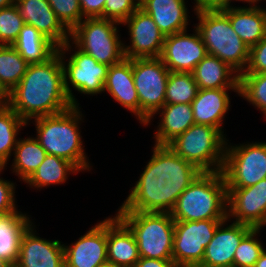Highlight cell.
<instances>
[{
	"label": "cell",
	"mask_w": 266,
	"mask_h": 267,
	"mask_svg": "<svg viewBox=\"0 0 266 267\" xmlns=\"http://www.w3.org/2000/svg\"><path fill=\"white\" fill-rule=\"evenodd\" d=\"M130 194L117 211L170 213L181 193L202 173L168 145H156Z\"/></svg>",
	"instance_id": "1"
},
{
	"label": "cell",
	"mask_w": 266,
	"mask_h": 267,
	"mask_svg": "<svg viewBox=\"0 0 266 267\" xmlns=\"http://www.w3.org/2000/svg\"><path fill=\"white\" fill-rule=\"evenodd\" d=\"M8 106L27 124L73 106L64 88V70L58 52L44 63L28 65L20 82L9 93Z\"/></svg>",
	"instance_id": "2"
},
{
	"label": "cell",
	"mask_w": 266,
	"mask_h": 267,
	"mask_svg": "<svg viewBox=\"0 0 266 267\" xmlns=\"http://www.w3.org/2000/svg\"><path fill=\"white\" fill-rule=\"evenodd\" d=\"M79 106L64 112L35 118L36 139L49 155L71 162L79 171L91 170L84 146L80 121H83Z\"/></svg>",
	"instance_id": "3"
},
{
	"label": "cell",
	"mask_w": 266,
	"mask_h": 267,
	"mask_svg": "<svg viewBox=\"0 0 266 267\" xmlns=\"http://www.w3.org/2000/svg\"><path fill=\"white\" fill-rule=\"evenodd\" d=\"M170 214L174 221L227 218V187L222 171L202 172L181 193Z\"/></svg>",
	"instance_id": "4"
},
{
	"label": "cell",
	"mask_w": 266,
	"mask_h": 267,
	"mask_svg": "<svg viewBox=\"0 0 266 267\" xmlns=\"http://www.w3.org/2000/svg\"><path fill=\"white\" fill-rule=\"evenodd\" d=\"M207 54L218 57L239 74L245 71L250 48L233 30L229 17L220 8L194 9Z\"/></svg>",
	"instance_id": "5"
},
{
	"label": "cell",
	"mask_w": 266,
	"mask_h": 267,
	"mask_svg": "<svg viewBox=\"0 0 266 267\" xmlns=\"http://www.w3.org/2000/svg\"><path fill=\"white\" fill-rule=\"evenodd\" d=\"M135 236L140 257L173 260L175 221L170 213L118 211Z\"/></svg>",
	"instance_id": "6"
},
{
	"label": "cell",
	"mask_w": 266,
	"mask_h": 267,
	"mask_svg": "<svg viewBox=\"0 0 266 267\" xmlns=\"http://www.w3.org/2000/svg\"><path fill=\"white\" fill-rule=\"evenodd\" d=\"M227 139L218 128L193 124L167 145L202 172L222 171Z\"/></svg>",
	"instance_id": "7"
},
{
	"label": "cell",
	"mask_w": 266,
	"mask_h": 267,
	"mask_svg": "<svg viewBox=\"0 0 266 267\" xmlns=\"http://www.w3.org/2000/svg\"><path fill=\"white\" fill-rule=\"evenodd\" d=\"M118 25L121 24L105 18H84L70 32V41L98 63L111 66L125 58Z\"/></svg>",
	"instance_id": "8"
},
{
	"label": "cell",
	"mask_w": 266,
	"mask_h": 267,
	"mask_svg": "<svg viewBox=\"0 0 266 267\" xmlns=\"http://www.w3.org/2000/svg\"><path fill=\"white\" fill-rule=\"evenodd\" d=\"M70 43V40L67 41L57 49V52L60 54L63 65L66 94L73 106H79L77 99L73 95L74 93H72V88L84 95L92 96L104 93L109 66L98 63L92 56L82 52ZM72 46L75 47V50H73ZM71 51L74 52L72 53ZM68 52L69 54L72 53L69 57L66 56ZM67 57L68 60L66 59Z\"/></svg>",
	"instance_id": "9"
},
{
	"label": "cell",
	"mask_w": 266,
	"mask_h": 267,
	"mask_svg": "<svg viewBox=\"0 0 266 267\" xmlns=\"http://www.w3.org/2000/svg\"><path fill=\"white\" fill-rule=\"evenodd\" d=\"M134 85L139 99V123L149 125L165 105L170 71L160 57L132 59Z\"/></svg>",
	"instance_id": "10"
},
{
	"label": "cell",
	"mask_w": 266,
	"mask_h": 267,
	"mask_svg": "<svg viewBox=\"0 0 266 267\" xmlns=\"http://www.w3.org/2000/svg\"><path fill=\"white\" fill-rule=\"evenodd\" d=\"M226 143L222 173L227 188L250 187L266 178V142Z\"/></svg>",
	"instance_id": "11"
},
{
	"label": "cell",
	"mask_w": 266,
	"mask_h": 267,
	"mask_svg": "<svg viewBox=\"0 0 266 267\" xmlns=\"http://www.w3.org/2000/svg\"><path fill=\"white\" fill-rule=\"evenodd\" d=\"M225 219L175 221L173 263L176 267H198L205 248L214 237L218 225Z\"/></svg>",
	"instance_id": "12"
},
{
	"label": "cell",
	"mask_w": 266,
	"mask_h": 267,
	"mask_svg": "<svg viewBox=\"0 0 266 267\" xmlns=\"http://www.w3.org/2000/svg\"><path fill=\"white\" fill-rule=\"evenodd\" d=\"M227 218L252 228L266 226V178L250 187L227 188Z\"/></svg>",
	"instance_id": "13"
},
{
	"label": "cell",
	"mask_w": 266,
	"mask_h": 267,
	"mask_svg": "<svg viewBox=\"0 0 266 267\" xmlns=\"http://www.w3.org/2000/svg\"><path fill=\"white\" fill-rule=\"evenodd\" d=\"M122 25L127 26L130 36V45L123 44L125 58L161 56L165 35L143 9L139 7Z\"/></svg>",
	"instance_id": "14"
},
{
	"label": "cell",
	"mask_w": 266,
	"mask_h": 267,
	"mask_svg": "<svg viewBox=\"0 0 266 267\" xmlns=\"http://www.w3.org/2000/svg\"><path fill=\"white\" fill-rule=\"evenodd\" d=\"M165 36L160 58L170 72L192 73L208 54L199 31Z\"/></svg>",
	"instance_id": "15"
},
{
	"label": "cell",
	"mask_w": 266,
	"mask_h": 267,
	"mask_svg": "<svg viewBox=\"0 0 266 267\" xmlns=\"http://www.w3.org/2000/svg\"><path fill=\"white\" fill-rule=\"evenodd\" d=\"M99 222L74 243L64 245L65 267L108 265L107 218Z\"/></svg>",
	"instance_id": "16"
},
{
	"label": "cell",
	"mask_w": 266,
	"mask_h": 267,
	"mask_svg": "<svg viewBox=\"0 0 266 267\" xmlns=\"http://www.w3.org/2000/svg\"><path fill=\"white\" fill-rule=\"evenodd\" d=\"M32 223L22 234L16 265L18 267H65L64 244L37 236Z\"/></svg>",
	"instance_id": "17"
},
{
	"label": "cell",
	"mask_w": 266,
	"mask_h": 267,
	"mask_svg": "<svg viewBox=\"0 0 266 267\" xmlns=\"http://www.w3.org/2000/svg\"><path fill=\"white\" fill-rule=\"evenodd\" d=\"M229 221L231 224L228 225ZM251 229L249 225L232 222L228 218L223 220L205 248L203 260L198 267H233L234 253Z\"/></svg>",
	"instance_id": "18"
},
{
	"label": "cell",
	"mask_w": 266,
	"mask_h": 267,
	"mask_svg": "<svg viewBox=\"0 0 266 267\" xmlns=\"http://www.w3.org/2000/svg\"><path fill=\"white\" fill-rule=\"evenodd\" d=\"M25 24L34 26L58 48L70 40V31L62 24L47 0H15Z\"/></svg>",
	"instance_id": "19"
},
{
	"label": "cell",
	"mask_w": 266,
	"mask_h": 267,
	"mask_svg": "<svg viewBox=\"0 0 266 267\" xmlns=\"http://www.w3.org/2000/svg\"><path fill=\"white\" fill-rule=\"evenodd\" d=\"M107 258L111 267L135 265L140 258L134 234L116 214L107 218Z\"/></svg>",
	"instance_id": "20"
},
{
	"label": "cell",
	"mask_w": 266,
	"mask_h": 267,
	"mask_svg": "<svg viewBox=\"0 0 266 267\" xmlns=\"http://www.w3.org/2000/svg\"><path fill=\"white\" fill-rule=\"evenodd\" d=\"M229 90L239 94V89H199L191 103L195 124L218 128L224 134L222 124L231 106Z\"/></svg>",
	"instance_id": "21"
},
{
	"label": "cell",
	"mask_w": 266,
	"mask_h": 267,
	"mask_svg": "<svg viewBox=\"0 0 266 267\" xmlns=\"http://www.w3.org/2000/svg\"><path fill=\"white\" fill-rule=\"evenodd\" d=\"M105 91L139 120V99L133 80L132 59L124 58L121 62L109 66Z\"/></svg>",
	"instance_id": "22"
},
{
	"label": "cell",
	"mask_w": 266,
	"mask_h": 267,
	"mask_svg": "<svg viewBox=\"0 0 266 267\" xmlns=\"http://www.w3.org/2000/svg\"><path fill=\"white\" fill-rule=\"evenodd\" d=\"M187 7L185 0H140V8L165 36L187 30L190 21Z\"/></svg>",
	"instance_id": "23"
},
{
	"label": "cell",
	"mask_w": 266,
	"mask_h": 267,
	"mask_svg": "<svg viewBox=\"0 0 266 267\" xmlns=\"http://www.w3.org/2000/svg\"><path fill=\"white\" fill-rule=\"evenodd\" d=\"M228 17L233 30L251 48L266 36V10L258 7L220 8Z\"/></svg>",
	"instance_id": "24"
},
{
	"label": "cell",
	"mask_w": 266,
	"mask_h": 267,
	"mask_svg": "<svg viewBox=\"0 0 266 267\" xmlns=\"http://www.w3.org/2000/svg\"><path fill=\"white\" fill-rule=\"evenodd\" d=\"M192 75L199 89H239V73L209 54L196 65Z\"/></svg>",
	"instance_id": "25"
},
{
	"label": "cell",
	"mask_w": 266,
	"mask_h": 267,
	"mask_svg": "<svg viewBox=\"0 0 266 267\" xmlns=\"http://www.w3.org/2000/svg\"><path fill=\"white\" fill-rule=\"evenodd\" d=\"M157 113L161 118L153 138L156 145H167L195 124L191 104H165Z\"/></svg>",
	"instance_id": "26"
},
{
	"label": "cell",
	"mask_w": 266,
	"mask_h": 267,
	"mask_svg": "<svg viewBox=\"0 0 266 267\" xmlns=\"http://www.w3.org/2000/svg\"><path fill=\"white\" fill-rule=\"evenodd\" d=\"M12 46L28 64L44 63L58 49L52 41L29 24L23 25L19 36Z\"/></svg>",
	"instance_id": "27"
},
{
	"label": "cell",
	"mask_w": 266,
	"mask_h": 267,
	"mask_svg": "<svg viewBox=\"0 0 266 267\" xmlns=\"http://www.w3.org/2000/svg\"><path fill=\"white\" fill-rule=\"evenodd\" d=\"M33 222L29 215L16 211L0 216V256L15 264L22 234Z\"/></svg>",
	"instance_id": "28"
},
{
	"label": "cell",
	"mask_w": 266,
	"mask_h": 267,
	"mask_svg": "<svg viewBox=\"0 0 266 267\" xmlns=\"http://www.w3.org/2000/svg\"><path fill=\"white\" fill-rule=\"evenodd\" d=\"M12 171L24 183L38 169L47 153L34 137L19 138L14 149Z\"/></svg>",
	"instance_id": "29"
},
{
	"label": "cell",
	"mask_w": 266,
	"mask_h": 267,
	"mask_svg": "<svg viewBox=\"0 0 266 267\" xmlns=\"http://www.w3.org/2000/svg\"><path fill=\"white\" fill-rule=\"evenodd\" d=\"M79 170L69 161L47 154L38 169L25 182L33 189H41L50 185L63 184L70 173L77 174Z\"/></svg>",
	"instance_id": "30"
},
{
	"label": "cell",
	"mask_w": 266,
	"mask_h": 267,
	"mask_svg": "<svg viewBox=\"0 0 266 267\" xmlns=\"http://www.w3.org/2000/svg\"><path fill=\"white\" fill-rule=\"evenodd\" d=\"M27 125L9 106L0 108V162L5 167L17 145L19 131Z\"/></svg>",
	"instance_id": "31"
},
{
	"label": "cell",
	"mask_w": 266,
	"mask_h": 267,
	"mask_svg": "<svg viewBox=\"0 0 266 267\" xmlns=\"http://www.w3.org/2000/svg\"><path fill=\"white\" fill-rule=\"evenodd\" d=\"M28 65L12 45H0V84L8 93L20 82Z\"/></svg>",
	"instance_id": "32"
},
{
	"label": "cell",
	"mask_w": 266,
	"mask_h": 267,
	"mask_svg": "<svg viewBox=\"0 0 266 267\" xmlns=\"http://www.w3.org/2000/svg\"><path fill=\"white\" fill-rule=\"evenodd\" d=\"M198 90L192 73L170 72L165 104H191L197 96Z\"/></svg>",
	"instance_id": "33"
},
{
	"label": "cell",
	"mask_w": 266,
	"mask_h": 267,
	"mask_svg": "<svg viewBox=\"0 0 266 267\" xmlns=\"http://www.w3.org/2000/svg\"><path fill=\"white\" fill-rule=\"evenodd\" d=\"M266 118V73L239 74V94Z\"/></svg>",
	"instance_id": "34"
},
{
	"label": "cell",
	"mask_w": 266,
	"mask_h": 267,
	"mask_svg": "<svg viewBox=\"0 0 266 267\" xmlns=\"http://www.w3.org/2000/svg\"><path fill=\"white\" fill-rule=\"evenodd\" d=\"M261 228H252L241 240L233 259V267H253L266 249L257 237ZM258 238V239H257Z\"/></svg>",
	"instance_id": "35"
},
{
	"label": "cell",
	"mask_w": 266,
	"mask_h": 267,
	"mask_svg": "<svg viewBox=\"0 0 266 267\" xmlns=\"http://www.w3.org/2000/svg\"><path fill=\"white\" fill-rule=\"evenodd\" d=\"M24 24L15 3L0 9V45H12Z\"/></svg>",
	"instance_id": "36"
},
{
	"label": "cell",
	"mask_w": 266,
	"mask_h": 267,
	"mask_svg": "<svg viewBox=\"0 0 266 267\" xmlns=\"http://www.w3.org/2000/svg\"><path fill=\"white\" fill-rule=\"evenodd\" d=\"M62 24L71 32L83 19L79 0H47Z\"/></svg>",
	"instance_id": "37"
},
{
	"label": "cell",
	"mask_w": 266,
	"mask_h": 267,
	"mask_svg": "<svg viewBox=\"0 0 266 267\" xmlns=\"http://www.w3.org/2000/svg\"><path fill=\"white\" fill-rule=\"evenodd\" d=\"M139 7L140 0H105L103 18L122 24Z\"/></svg>",
	"instance_id": "38"
},
{
	"label": "cell",
	"mask_w": 266,
	"mask_h": 267,
	"mask_svg": "<svg viewBox=\"0 0 266 267\" xmlns=\"http://www.w3.org/2000/svg\"><path fill=\"white\" fill-rule=\"evenodd\" d=\"M266 73V36L250 48L247 67L241 74Z\"/></svg>",
	"instance_id": "39"
},
{
	"label": "cell",
	"mask_w": 266,
	"mask_h": 267,
	"mask_svg": "<svg viewBox=\"0 0 266 267\" xmlns=\"http://www.w3.org/2000/svg\"><path fill=\"white\" fill-rule=\"evenodd\" d=\"M6 167H4L1 171H4ZM15 184L9 180H5L0 177V216L7 215L18 210L17 205L15 203Z\"/></svg>",
	"instance_id": "40"
},
{
	"label": "cell",
	"mask_w": 266,
	"mask_h": 267,
	"mask_svg": "<svg viewBox=\"0 0 266 267\" xmlns=\"http://www.w3.org/2000/svg\"><path fill=\"white\" fill-rule=\"evenodd\" d=\"M84 18H103L105 0H79Z\"/></svg>",
	"instance_id": "41"
},
{
	"label": "cell",
	"mask_w": 266,
	"mask_h": 267,
	"mask_svg": "<svg viewBox=\"0 0 266 267\" xmlns=\"http://www.w3.org/2000/svg\"><path fill=\"white\" fill-rule=\"evenodd\" d=\"M136 267H176L173 260H160L154 258L140 257L135 264Z\"/></svg>",
	"instance_id": "42"
},
{
	"label": "cell",
	"mask_w": 266,
	"mask_h": 267,
	"mask_svg": "<svg viewBox=\"0 0 266 267\" xmlns=\"http://www.w3.org/2000/svg\"><path fill=\"white\" fill-rule=\"evenodd\" d=\"M194 9L227 8L229 0H194Z\"/></svg>",
	"instance_id": "43"
},
{
	"label": "cell",
	"mask_w": 266,
	"mask_h": 267,
	"mask_svg": "<svg viewBox=\"0 0 266 267\" xmlns=\"http://www.w3.org/2000/svg\"><path fill=\"white\" fill-rule=\"evenodd\" d=\"M9 104V93L0 84V108L7 107Z\"/></svg>",
	"instance_id": "44"
},
{
	"label": "cell",
	"mask_w": 266,
	"mask_h": 267,
	"mask_svg": "<svg viewBox=\"0 0 266 267\" xmlns=\"http://www.w3.org/2000/svg\"><path fill=\"white\" fill-rule=\"evenodd\" d=\"M253 267H266V249L260 255V258L256 261Z\"/></svg>",
	"instance_id": "45"
},
{
	"label": "cell",
	"mask_w": 266,
	"mask_h": 267,
	"mask_svg": "<svg viewBox=\"0 0 266 267\" xmlns=\"http://www.w3.org/2000/svg\"><path fill=\"white\" fill-rule=\"evenodd\" d=\"M232 1H234V0H229V7H232V4H231V2ZM235 1H242V2H246V3H248L249 4V7H258V6H260V5H257V4H259L258 2H260L261 0H235Z\"/></svg>",
	"instance_id": "46"
},
{
	"label": "cell",
	"mask_w": 266,
	"mask_h": 267,
	"mask_svg": "<svg viewBox=\"0 0 266 267\" xmlns=\"http://www.w3.org/2000/svg\"><path fill=\"white\" fill-rule=\"evenodd\" d=\"M15 3V0H0V9L11 6Z\"/></svg>",
	"instance_id": "47"
},
{
	"label": "cell",
	"mask_w": 266,
	"mask_h": 267,
	"mask_svg": "<svg viewBox=\"0 0 266 267\" xmlns=\"http://www.w3.org/2000/svg\"><path fill=\"white\" fill-rule=\"evenodd\" d=\"M11 263L0 256V267H8Z\"/></svg>",
	"instance_id": "48"
},
{
	"label": "cell",
	"mask_w": 266,
	"mask_h": 267,
	"mask_svg": "<svg viewBox=\"0 0 266 267\" xmlns=\"http://www.w3.org/2000/svg\"><path fill=\"white\" fill-rule=\"evenodd\" d=\"M115 267H136L135 265H123V266H115Z\"/></svg>",
	"instance_id": "49"
},
{
	"label": "cell",
	"mask_w": 266,
	"mask_h": 267,
	"mask_svg": "<svg viewBox=\"0 0 266 267\" xmlns=\"http://www.w3.org/2000/svg\"><path fill=\"white\" fill-rule=\"evenodd\" d=\"M5 166L0 162V171L4 168Z\"/></svg>",
	"instance_id": "50"
},
{
	"label": "cell",
	"mask_w": 266,
	"mask_h": 267,
	"mask_svg": "<svg viewBox=\"0 0 266 267\" xmlns=\"http://www.w3.org/2000/svg\"><path fill=\"white\" fill-rule=\"evenodd\" d=\"M8 267H18L16 264H10Z\"/></svg>",
	"instance_id": "51"
}]
</instances>
